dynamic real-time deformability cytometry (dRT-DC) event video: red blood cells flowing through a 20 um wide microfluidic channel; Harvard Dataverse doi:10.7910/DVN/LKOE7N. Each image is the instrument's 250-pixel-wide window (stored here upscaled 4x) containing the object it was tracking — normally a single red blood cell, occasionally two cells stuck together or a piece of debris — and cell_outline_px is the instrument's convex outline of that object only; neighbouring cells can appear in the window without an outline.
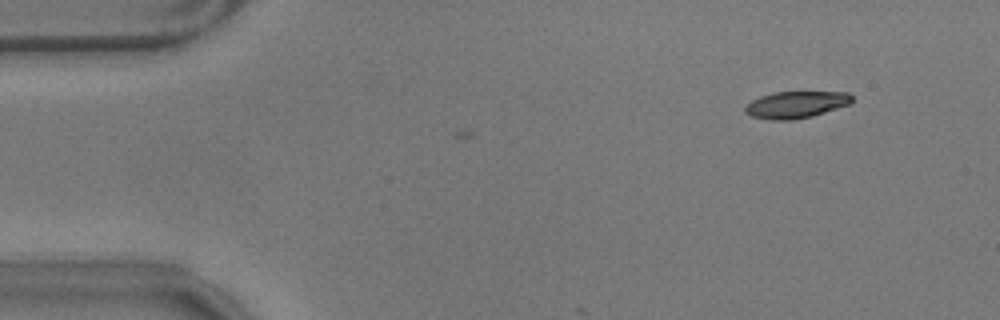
{"species": "common noctule bat (a hibernating species)", "species_latin": "Nyctalus noctula", "temperature_condition": "warm", "stored_images_in_passage": 4, "camera_frame_rate_fps": 3000, "um_per_image_px": 0.085, "animal": {"sex": "male", "body_mass_g": 17.9}, "frame": {"image": 1, "passage_image": 1, "time_ms": 0.0, "image_size_px": [1000, 320], "cell_outline_px": [[852, 100], [848, 104], [812, 116], [792, 120], [768, 120], [752, 116], [744, 112], [744, 108], [752, 100], [760, 96], [772, 92], [848, 92], [852, 96]], "centroid_in_image_um": [67.61, 8.89], "position_along_channel_um": 17.4, "area_um2": 16.59}}